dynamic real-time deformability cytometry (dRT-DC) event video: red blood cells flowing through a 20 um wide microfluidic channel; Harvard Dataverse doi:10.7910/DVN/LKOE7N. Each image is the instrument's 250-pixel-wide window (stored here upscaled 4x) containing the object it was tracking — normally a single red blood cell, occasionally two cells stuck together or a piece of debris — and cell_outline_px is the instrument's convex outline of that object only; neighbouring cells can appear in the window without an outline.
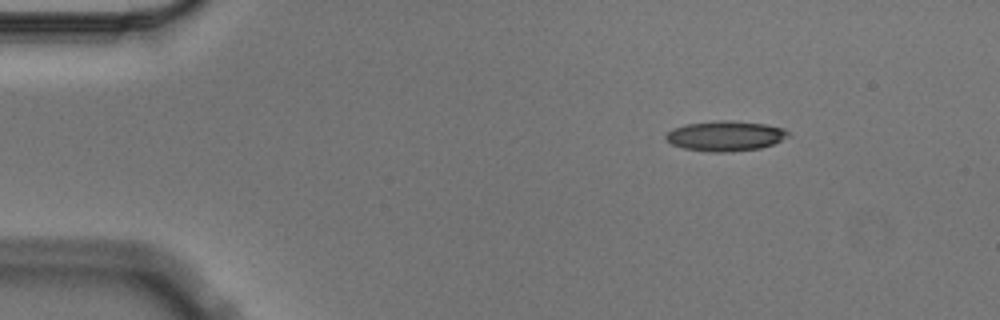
{"species": "Egyptian fruit bat (a non-hibernating species)", "species_latin": "Rousettus aegyptiacus", "temperature_condition": "cold", "stored_images_in_passage": 3, "camera_frame_rate_fps": 3000, "um_per_image_px": 0.085, "animal": {"sex": "male"}, "frame": {"image": 1, "passage_image": 1, "time_ms": 0.0, "image_size_px": [1000, 320], "cell_outline_px": [[788, 136], [772, 144], [760, 148], [728, 152], [708, 152], [684, 148], [672, 144], [664, 140], [664, 136], [672, 128], [688, 124], [720, 120], [732, 120], [764, 124], [784, 128], [788, 132]], "centroid_in_image_um": [61.61, 11.55], "position_along_channel_um": 23.4, "area_um2": 21.39}}